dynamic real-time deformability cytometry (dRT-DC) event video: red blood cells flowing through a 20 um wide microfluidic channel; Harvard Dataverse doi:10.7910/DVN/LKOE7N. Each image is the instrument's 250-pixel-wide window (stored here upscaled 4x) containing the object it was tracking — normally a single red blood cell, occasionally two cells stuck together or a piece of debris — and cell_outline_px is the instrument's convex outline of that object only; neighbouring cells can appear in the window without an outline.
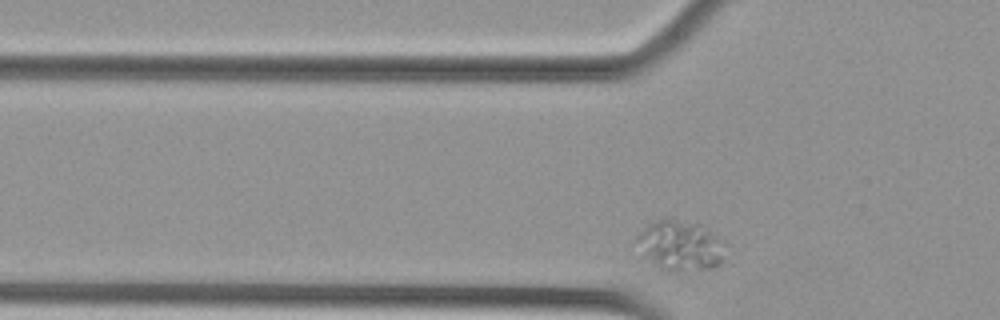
{"species": "Egyptian fruit bat (a non-hibernating species)", "species_latin": "Rousettus aegyptiacus", "temperature_condition": "cold", "stored_images_in_passage": 33, "camera_frame_rate_fps": 3000, "um_per_image_px": 0.085, "animal": {"sex": "female"}, "frame": {"image": 1, "passage_image": 2, "time_ms": 0.333, "image_size_px": [1000, 320], "cell_outline_px": [[720, 264], [712, 268], [684, 272], [668, 272], [660, 268], [632, 240], [648, 224], [664, 216], [668, 216], [696, 224], [720, 240]], "centroid_in_image_um": [57.72, 20.86], "position_along_channel_um": 68.1, "area_um2": 25.2}}
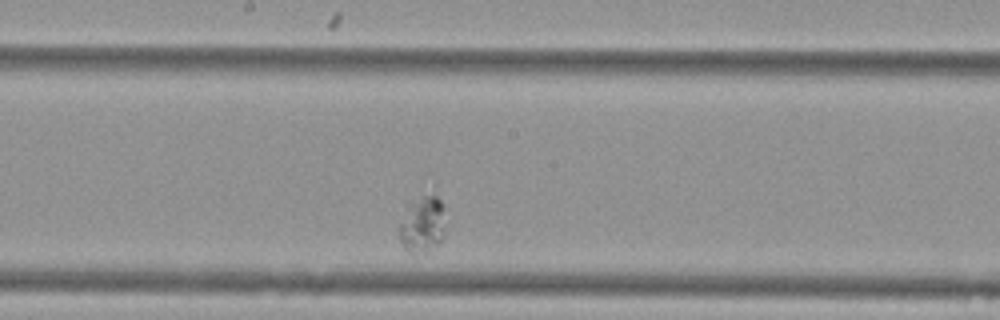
{"frame": {"image": 2, "passage_image": 15, "time_ms": 4.667, "image_size_px": [1000, 320], "cell_outline_px": [[444, 236], [440, 244], [428, 252], [408, 252], [404, 248], [400, 240], [396, 228], [404, 204], [424, 196], [436, 196], [444, 204]], "centroid_in_image_um": [35.85, 19.08], "position_along_channel_um": 212.4, "area_um2": 15.95}}
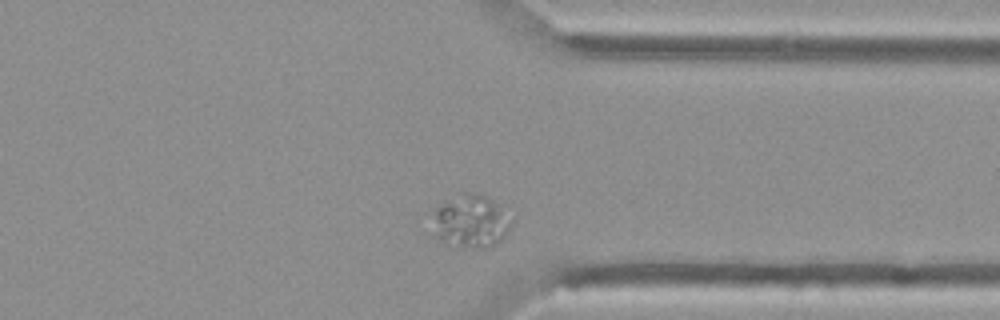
{"frame": {"image": 3, "passage_image": 29, "time_ms": 9.333, "image_size_px": [1000, 320], "cell_outline_px": [[512, 228], [492, 248], [480, 248], [456, 244], [444, 240], [440, 236], [436, 220], [436, 208], [464, 192], [472, 192], [484, 196], [492, 200], [500, 208], [512, 224]], "centroid_in_image_um": [40.13, 18.8], "position_along_channel_um": 371.3, "area_um2": 22.66}}